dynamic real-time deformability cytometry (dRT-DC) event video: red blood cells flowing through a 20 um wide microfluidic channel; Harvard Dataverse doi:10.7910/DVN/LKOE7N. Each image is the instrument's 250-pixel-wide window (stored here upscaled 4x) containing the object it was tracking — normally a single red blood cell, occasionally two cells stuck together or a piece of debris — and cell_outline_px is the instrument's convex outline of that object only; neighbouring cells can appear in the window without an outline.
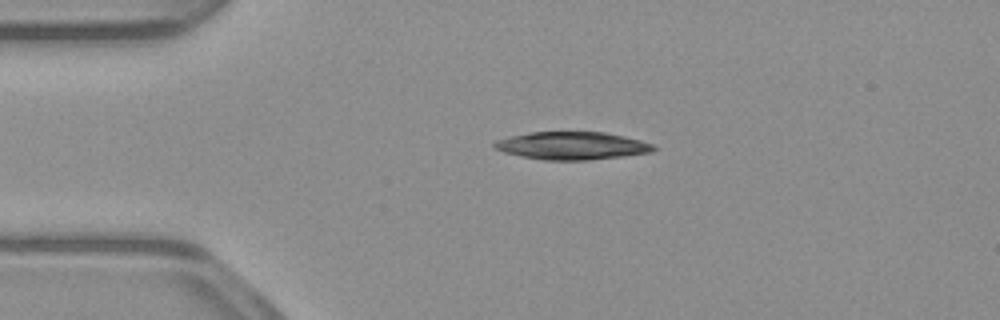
{"species": "common noctule bat (a hibernating species)", "species_latin": "Nyctalus noctula", "temperature_condition": "warm", "stored_images_in_passage": 50, "camera_frame_rate_fps": 3000, "um_per_image_px": 0.085, "animal": {"sex": "male", "body_mass_g": 23.1, "forearm_length_mm": 52.7}, "frame": {"image": 1, "passage_image": 10, "time_ms": 3.0, "image_size_px": [1000, 320], "cell_outline_px": [[656, 148], [652, 152], [624, 156], [588, 160], [544, 160], [520, 156], [504, 152], [496, 148], [492, 144], [496, 140], [508, 136], [532, 132], [604, 132], [624, 136], [640, 140], [652, 144]], "centroid_in_image_um": [48.61, 12.38], "position_along_channel_um": 36.4, "area_um2": 25.72}}